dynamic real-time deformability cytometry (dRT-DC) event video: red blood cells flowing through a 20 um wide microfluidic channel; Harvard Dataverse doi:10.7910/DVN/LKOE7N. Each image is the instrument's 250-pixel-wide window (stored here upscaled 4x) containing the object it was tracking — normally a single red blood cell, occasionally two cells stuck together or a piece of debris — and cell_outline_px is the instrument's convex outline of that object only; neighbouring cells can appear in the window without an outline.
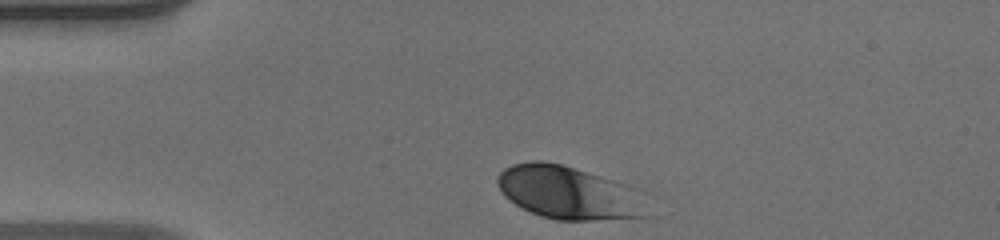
{"species": "human", "species_latin": "Homo sapiens", "temperature_condition": "warm", "stored_images_in_passage": 14, "camera_frame_rate_fps": 3000, "um_per_image_px": 0.085, "donor": {"sex": "male"}, "frame": {"image": 1, "passage_image": 1, "time_ms": 0.0, "image_size_px": [1000, 240], "cell_outline_px": [[648, 216], [592, 220], [556, 220], [540, 216], [516, 204], [504, 196], [496, 180], [500, 172], [504, 168], [512, 164], [532, 160], [540, 160], [560, 164], [600, 176], [624, 184]], "centroid_in_image_um": [48.14, 16.36], "position_along_channel_um": 36.9, "area_um2": 44.56}}
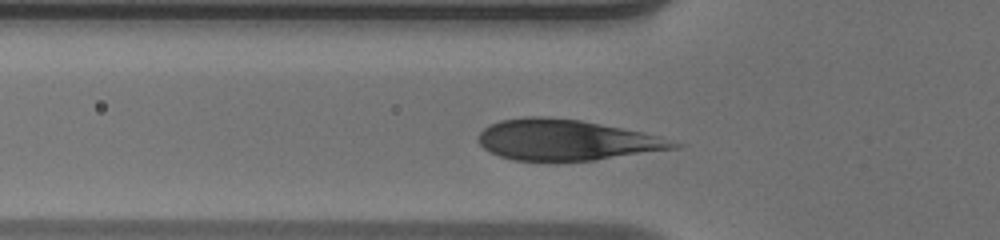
{"frame": {"image": 2, "passage_image": 7, "time_ms": 2.0, "image_size_px": [1000, 240], "cell_outline_px": [[688, 144], [680, 148], [596, 160], [556, 164], [512, 160], [500, 156], [484, 148], [476, 140], [476, 136], [484, 128], [500, 120], [524, 116], [544, 116], [580, 120], [660, 136]], "centroid_in_image_um": [48.15, 11.94], "position_along_channel_um": 77.7, "area_um2": 47.63}}